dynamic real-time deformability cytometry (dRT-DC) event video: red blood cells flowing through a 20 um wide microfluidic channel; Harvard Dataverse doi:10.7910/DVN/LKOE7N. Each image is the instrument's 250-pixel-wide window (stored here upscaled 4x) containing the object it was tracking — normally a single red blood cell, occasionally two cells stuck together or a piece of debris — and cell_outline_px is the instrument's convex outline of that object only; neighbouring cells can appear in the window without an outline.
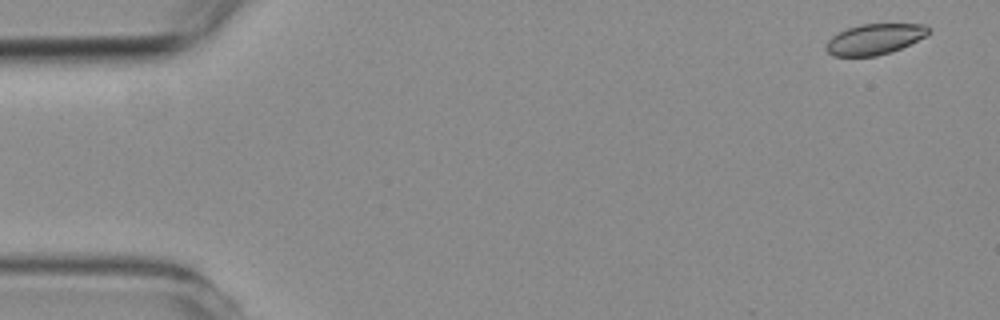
{"species": "common noctule bat (a hibernating species)", "species_latin": "Nyctalus noctula", "temperature_condition": "room temperature", "stored_images_in_passage": 3, "segment_of_instrument_passage": [2, 2], "camera_frame_rate_fps": 3000, "um_per_image_px": 0.085, "animal": {"sex": "female", "body_mass_g": 19.3, "forearm_length_mm": 54.1}, "frame": {"image": 1, "passage_image": 3, "time_ms": 3.0, "image_size_px": [1000, 320], "cell_outline_px": [[932, 32], [928, 36], [892, 52], [876, 56], [832, 56], [824, 48], [828, 40], [832, 36], [848, 28], [860, 24], [924, 24]], "centroid_in_image_um": [74.37, 3.33], "position_along_channel_um": 10.6, "area_um2": 18.44}}